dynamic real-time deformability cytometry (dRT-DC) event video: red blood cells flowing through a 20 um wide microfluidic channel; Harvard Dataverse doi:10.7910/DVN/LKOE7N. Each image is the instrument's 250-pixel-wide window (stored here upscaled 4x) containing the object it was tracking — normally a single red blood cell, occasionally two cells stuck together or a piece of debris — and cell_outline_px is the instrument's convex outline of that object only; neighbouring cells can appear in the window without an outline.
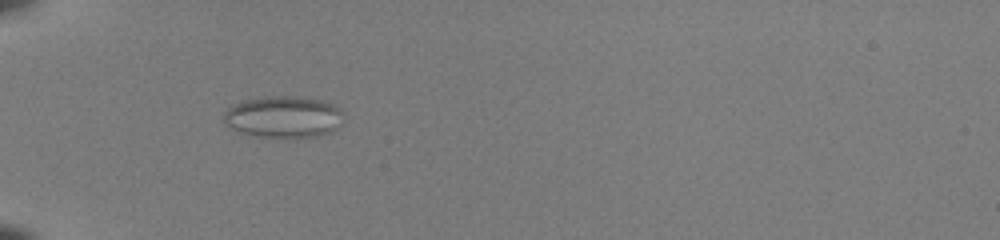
{"species": "common noctule bat (a hibernating species)", "species_latin": "Nyctalus noctula", "temperature_condition": "room temperature", "stored_images_in_passage": 38, "camera_frame_rate_fps": 3000, "um_per_image_px": 0.085, "animal": {"sex": "female", "body_mass_g": 22.0, "forearm_length_mm": 56.7}, "frame": {"image": 1, "passage_image": 4, "time_ms": 1.0, "image_size_px": [1000, 240], "cell_outline_px": [[340, 112], [332, 128], [328, 132], [316, 136], [256, 136], [240, 132], [232, 128], [224, 120], [224, 112], [232, 104], [244, 100], [264, 96], [300, 96], [324, 100], [340, 108]], "centroid_in_image_um": [23.99, 9.89], "position_along_channel_um": 61.0, "area_um2": 28.21}}
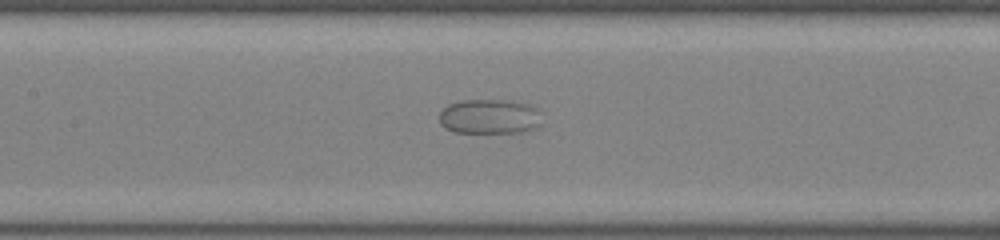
{"frame": {"image": 2, "passage_image": 13, "time_ms": 4.0, "image_size_px": [1000, 240], "cell_outline_px": [[540, 124], [536, 128], [528, 132], [456, 132], [444, 128], [440, 124], [440, 112], [448, 104], [460, 100], [512, 100], [528, 104], [536, 108], [540, 112]], "centroid_in_image_um": [41.63, 9.9], "position_along_channel_um": 165.8, "area_um2": 20.98}}
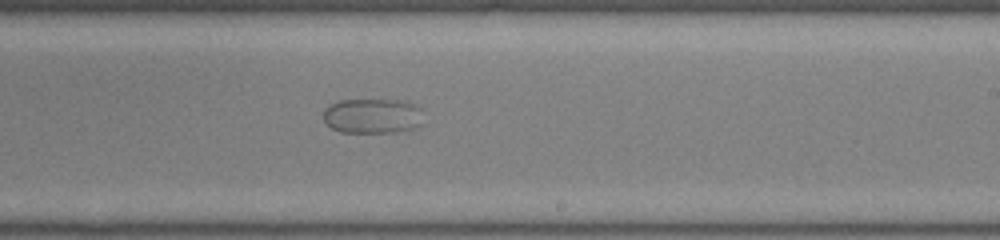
{"frame": {"image": 3, "passage_image": 20, "time_ms": 6.333, "image_size_px": [1000, 240], "cell_outline_px": [[420, 124], [412, 128], [392, 132], [340, 132], [332, 128], [324, 120], [324, 108], [328, 104], [340, 100], [408, 100], [420, 108]], "centroid_in_image_um": [31.62, 9.83], "position_along_channel_um": 257.4, "area_um2": 20.29}}